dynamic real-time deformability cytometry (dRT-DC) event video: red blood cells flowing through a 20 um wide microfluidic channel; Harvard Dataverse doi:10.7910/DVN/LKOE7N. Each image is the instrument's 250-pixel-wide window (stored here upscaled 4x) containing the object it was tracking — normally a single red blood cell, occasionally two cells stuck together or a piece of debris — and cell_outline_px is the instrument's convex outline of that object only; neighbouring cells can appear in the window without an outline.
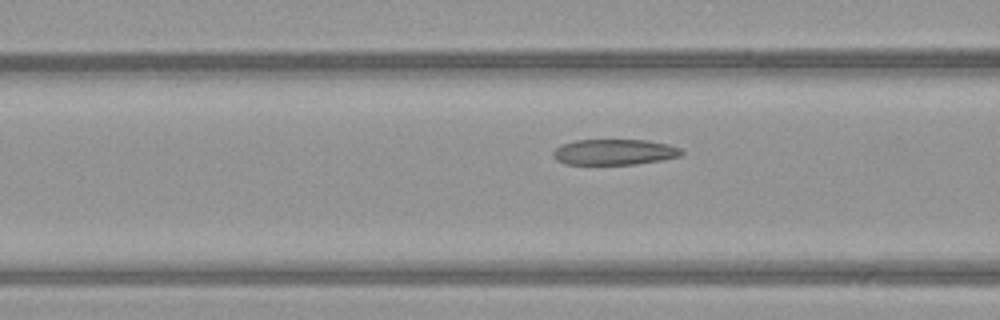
{"species": "common noctule bat (a hibernating species)", "species_latin": "Nyctalus noctula", "temperature_condition": "warm", "stored_images_in_passage": 14, "camera_frame_rate_fps": 3000, "um_per_image_px": 0.085, "animal": {"sex": "female", "body_mass_g": 21.9}, "frame": {"image": 1, "passage_image": 12, "time_ms": 3.667, "image_size_px": [1000, 320], "cell_outline_px": [[684, 152], [680, 156], [660, 160], [636, 164], [564, 164], [556, 160], [552, 156], [552, 152], [560, 144], [576, 140], [648, 140], [668, 144], [680, 148]], "centroid_in_image_um": [52.19, 12.92], "position_along_channel_um": 114.4, "area_um2": 19.31}}